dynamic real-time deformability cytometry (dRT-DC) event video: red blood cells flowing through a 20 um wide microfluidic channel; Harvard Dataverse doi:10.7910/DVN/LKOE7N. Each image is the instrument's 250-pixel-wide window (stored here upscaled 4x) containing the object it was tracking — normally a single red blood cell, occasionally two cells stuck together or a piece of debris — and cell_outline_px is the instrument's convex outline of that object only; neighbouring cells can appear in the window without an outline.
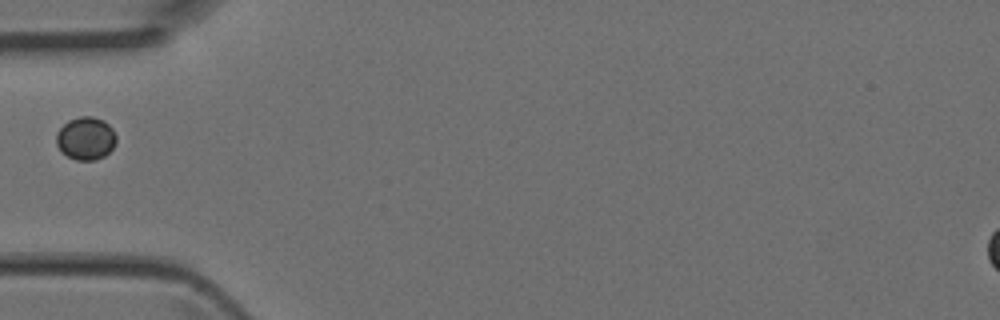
{"species": "Egyptian fruit bat (a non-hibernating species)", "species_latin": "Rousettus aegyptiacus", "temperature_condition": "room temperature", "stored_images_in_passage": 5, "camera_frame_rate_fps": 3000, "um_per_image_px": 0.085, "animal": {"sex": "female"}, "frame": {"image": 1, "passage_image": 5, "time_ms": 1.333, "image_size_px": [1000, 320], "cell_outline_px": [[116, 144], [104, 156], [96, 160], [76, 160], [60, 152], [56, 144], [56, 132], [68, 120], [80, 116], [92, 116], [104, 120], [112, 128], [116, 136]], "centroid_in_image_um": [7.28, 11.76], "position_along_channel_um": 77.7, "area_um2": 15.14}}